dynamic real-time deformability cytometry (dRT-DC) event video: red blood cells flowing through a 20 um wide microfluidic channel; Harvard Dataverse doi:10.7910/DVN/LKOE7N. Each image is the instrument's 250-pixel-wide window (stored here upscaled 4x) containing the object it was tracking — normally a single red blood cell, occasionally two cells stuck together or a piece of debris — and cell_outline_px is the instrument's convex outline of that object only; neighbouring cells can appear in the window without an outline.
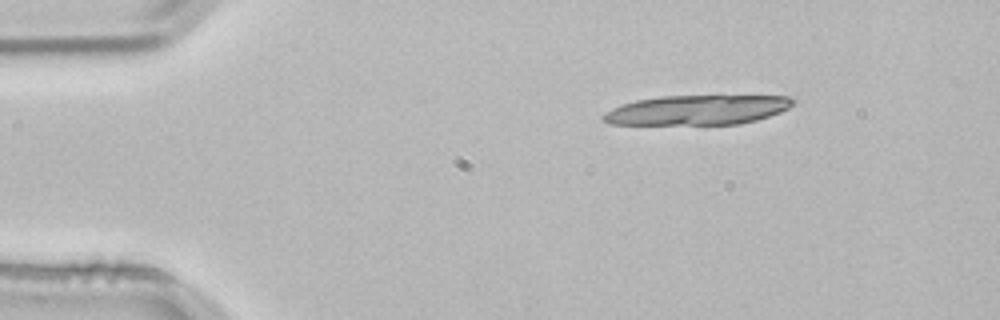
{"species": "common noctule bat (a hibernating species)", "species_latin": "Nyctalus noctula", "temperature_condition": "room temperature", "stored_images_in_passage": 2, "camera_frame_rate_fps": 3000, "um_per_image_px": 0.085, "animal": {"sex": "male", "body_mass_g": 21.5, "forearm_length_mm": 52.0}, "frame": {"image": 1, "passage_image": 1, "time_ms": 0.0, "image_size_px": [1000, 320], "cell_outline_px": [[792, 104], [788, 108], [780, 112], [756, 120], [740, 124], [608, 124], [600, 120], [600, 116], [604, 112], [620, 104], [636, 100], [660, 96], [792, 96]], "centroid_in_image_um": [59.18, 9.35], "position_along_channel_um": 25.8, "area_um2": 32.83}}